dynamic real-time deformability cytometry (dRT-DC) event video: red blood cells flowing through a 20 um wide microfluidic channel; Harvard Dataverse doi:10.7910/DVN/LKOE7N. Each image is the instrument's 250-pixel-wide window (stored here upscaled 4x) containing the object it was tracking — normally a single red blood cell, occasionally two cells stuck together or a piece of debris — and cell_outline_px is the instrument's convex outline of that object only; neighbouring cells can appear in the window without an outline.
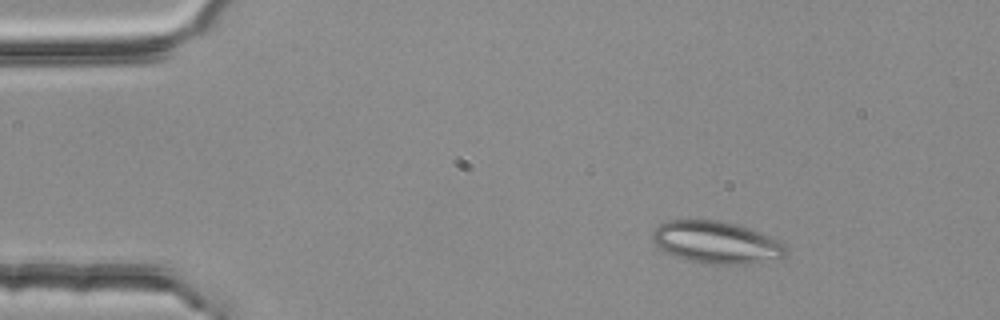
{"species": "common noctule bat (a hibernating species)", "species_latin": "Nyctalus noctula", "temperature_condition": "room temperature", "stored_images_in_passage": 3, "camera_frame_rate_fps": 3000, "um_per_image_px": 0.085, "animal": {"sex": "female", "body_mass_g": 25.1}, "frame": {"image": 1, "passage_image": 1, "time_ms": 0.0, "image_size_px": [1000, 320], "cell_outline_px": [[788, 252], [784, 256], [748, 264], [712, 264], [684, 260], [664, 252], [652, 240], [652, 232], [660, 224], [668, 220], [720, 220], [736, 224], [748, 228], [780, 240], [788, 248]], "centroid_in_image_um": [60.87, 20.6], "position_along_channel_um": 24.1, "area_um2": 32.83}}